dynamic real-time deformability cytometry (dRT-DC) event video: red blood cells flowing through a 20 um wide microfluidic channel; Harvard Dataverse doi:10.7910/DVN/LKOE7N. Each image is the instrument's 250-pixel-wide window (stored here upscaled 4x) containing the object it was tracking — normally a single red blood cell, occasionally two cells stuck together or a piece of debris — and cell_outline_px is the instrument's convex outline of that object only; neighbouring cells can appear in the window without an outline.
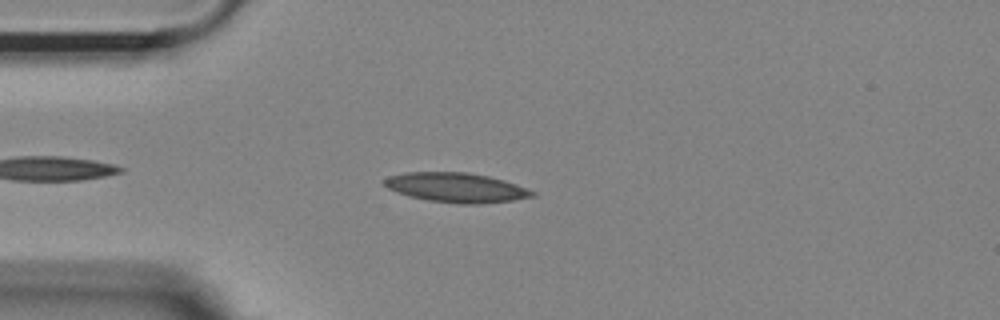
{"species": "Egyptian fruit bat (a non-hibernating species)", "species_latin": "Rousettus aegyptiacus", "temperature_condition": "room temperature", "stored_images_in_passage": 42, "camera_frame_rate_fps": 3000, "um_per_image_px": 0.085, "animal": {"sex": "female"}, "frame": {"image": 1, "passage_image": 5, "time_ms": 1.333, "image_size_px": [1000, 320], "cell_outline_px": [[536, 196], [512, 200], [480, 204], [460, 204], [428, 200], [408, 196], [396, 192], [388, 188], [384, 184], [384, 180], [388, 176], [408, 172], [464, 172], [488, 176], [504, 180], [516, 184], [536, 192]], "centroid_in_image_um": [38.78, 15.95], "position_along_channel_um": 46.2, "area_um2": 25.43}}
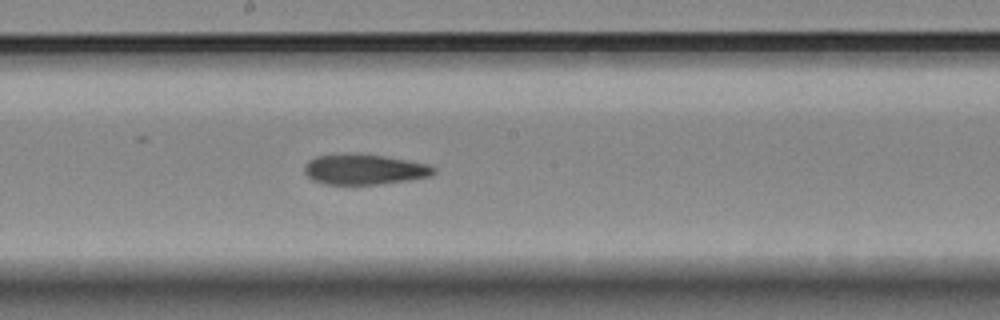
{"frame": {"image": 2, "passage_image": 20, "time_ms": 6.333, "image_size_px": [1000, 320], "cell_outline_px": [[436, 172], [432, 176], [412, 180], [380, 184], [324, 184], [312, 180], [304, 172], [304, 168], [308, 160], [316, 156], [344, 152], [348, 152], [384, 156], [428, 164], [436, 168]], "centroid_in_image_um": [30.97, 14.39], "position_along_channel_um": 217.2, "area_um2": 23.29}}
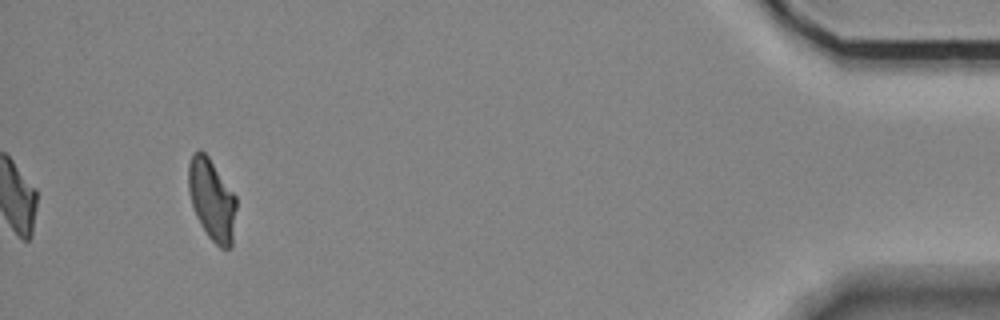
{"frame": {"image": 3, "passage_image": 42, "time_ms": 13.667, "image_size_px": [1000, 320], "cell_outline_px": [[236, 208], [232, 248], [220, 248], [208, 236], [200, 224], [196, 216], [192, 204], [188, 188], [188, 164], [192, 152], [200, 148], [208, 156], [236, 196]], "centroid_in_image_um": [18.0, 16.96], "position_along_channel_um": 417.2, "area_um2": 22.83}, "authors_computed_cell_mechanics": {"area_um2": 23.5824, "velocity_mm_per_s": 3.6877, "shape_relaxation_time_tau1_ms": null, "shape_relaxation_time_tau2_ms": 3.9051, "deformation_change_tau1": null, "deformation_change_tau2": 0.1153}}